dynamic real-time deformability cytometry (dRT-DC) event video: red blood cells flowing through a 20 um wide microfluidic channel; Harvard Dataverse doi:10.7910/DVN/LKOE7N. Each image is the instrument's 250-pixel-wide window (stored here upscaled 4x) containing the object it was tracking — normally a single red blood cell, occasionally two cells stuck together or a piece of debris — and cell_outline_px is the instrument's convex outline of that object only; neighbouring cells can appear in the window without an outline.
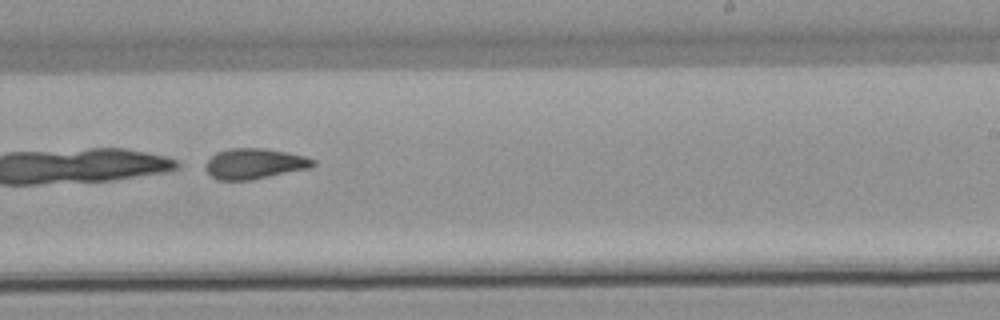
{"species": "common noctule bat (a hibernating species)", "species_latin": "Nyctalus noctula", "temperature_condition": "warm", "stored_images_in_passage": 52, "camera_frame_rate_fps": 3000, "um_per_image_px": 0.085, "animal": {"sex": "male", "body_mass_g": 21.5, "forearm_length_mm": 52.0}, "frame": {"image": 1, "passage_image": 33, "time_ms": 10.667, "image_size_px": [1000, 320], "cell_outline_px": [[316, 164], [308, 168], [252, 180], [216, 180], [204, 168], [208, 160], [216, 152], [228, 148], [264, 148], [288, 152], [308, 156], [316, 160]], "centroid_in_image_um": [21.65, 13.9], "position_along_channel_um": 267.4, "area_um2": 19.25}}